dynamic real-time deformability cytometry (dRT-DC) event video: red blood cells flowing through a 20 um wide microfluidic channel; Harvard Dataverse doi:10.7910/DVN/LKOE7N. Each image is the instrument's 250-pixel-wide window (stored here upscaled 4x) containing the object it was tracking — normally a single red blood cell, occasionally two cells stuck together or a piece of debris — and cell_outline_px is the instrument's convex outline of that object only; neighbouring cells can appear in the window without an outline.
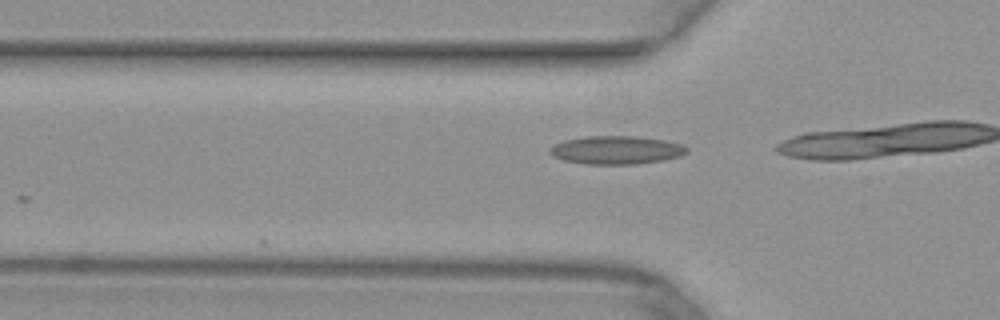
{"species": "common noctule bat (a hibernating species)", "species_latin": "Nyctalus noctula", "temperature_condition": "warm", "stored_images_in_passage": 5, "camera_frame_rate_fps": 3000, "um_per_image_px": 0.085, "animal": {"sex": "female", "body_mass_g": 29.2, "forearm_length_mm": 56.3}, "frame": {"image": 1, "passage_image": 3, "time_ms": 0.667, "image_size_px": [1000, 320], "cell_outline_px": [[688, 152], [680, 156], [664, 160], [636, 164], [584, 164], [564, 160], [552, 156], [548, 152], [556, 144], [564, 140], [584, 136], [636, 136], [664, 140], [684, 144], [688, 148]], "centroid_in_image_um": [52.42, 12.75], "position_along_channel_um": 73.4, "area_um2": 22.66}}